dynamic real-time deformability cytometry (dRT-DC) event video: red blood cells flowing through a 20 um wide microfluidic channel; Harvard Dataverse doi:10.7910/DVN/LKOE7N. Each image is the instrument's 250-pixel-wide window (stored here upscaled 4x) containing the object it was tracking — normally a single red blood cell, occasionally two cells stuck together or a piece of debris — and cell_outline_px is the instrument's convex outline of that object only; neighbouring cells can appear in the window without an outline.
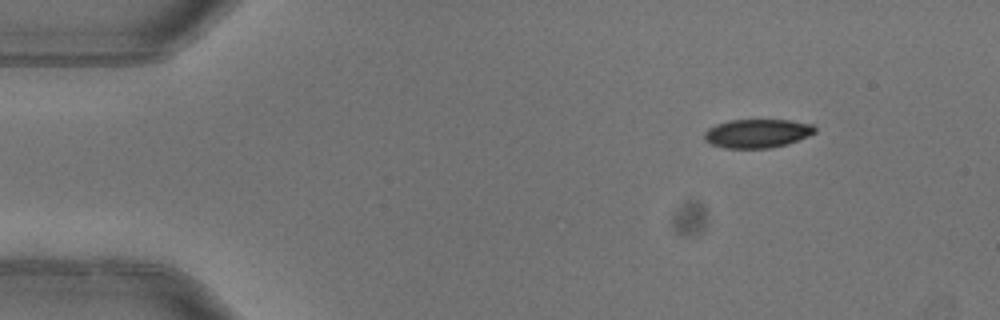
{"species": "common noctule bat (a hibernating species)", "species_latin": "Nyctalus noctula", "temperature_condition": "warm", "stored_images_in_passage": 3, "camera_frame_rate_fps": 3000, "um_per_image_px": 0.085, "animal": {"sex": "female"}, "frame": {"image": 1, "passage_image": 1, "time_ms": 0.0, "image_size_px": [1000, 320], "cell_outline_px": [[816, 132], [808, 136], [788, 144], [772, 148], [724, 148], [712, 144], [704, 140], [704, 132], [708, 128], [716, 124], [732, 120], [792, 120], [812, 124], [816, 128]], "centroid_in_image_um": [64.38, 11.34], "position_along_channel_um": 20.6, "area_um2": 18.61}}